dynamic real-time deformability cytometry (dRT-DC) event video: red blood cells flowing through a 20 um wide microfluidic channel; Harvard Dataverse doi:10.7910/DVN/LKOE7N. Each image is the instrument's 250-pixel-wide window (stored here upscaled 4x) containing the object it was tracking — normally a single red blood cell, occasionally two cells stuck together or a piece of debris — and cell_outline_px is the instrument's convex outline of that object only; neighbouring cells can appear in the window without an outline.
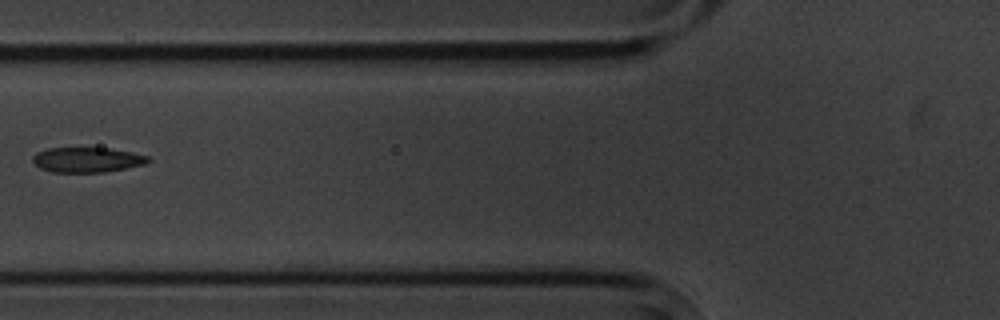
{"species": "common noctule bat (a hibernating species)", "species_latin": "Nyctalus noctula", "temperature_condition": "cold", "stored_images_in_passage": 10, "camera_frame_rate_fps": 3000, "um_per_image_px": 0.085, "animal": {"sex": "male", "body_mass_g": 20.1, "forearm_length_mm": 53.5}, "frame": {"image": 1, "passage_image": 5, "time_ms": 4.667, "image_size_px": [1000, 320], "cell_outline_px": [[152, 160], [148, 164], [104, 172], [52, 172], [40, 168], [32, 160], [32, 156], [36, 152], [48, 148], [112, 148], [132, 152], [148, 156]], "centroid_in_image_um": [7.44, 13.58], "position_along_channel_um": 118.4, "area_um2": 16.99}}
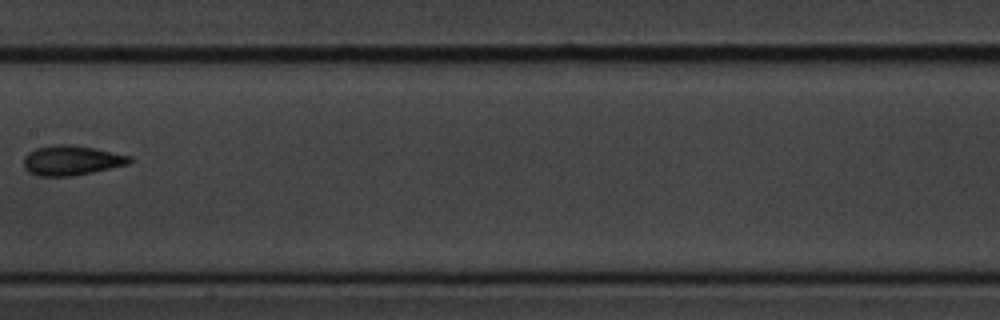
{"frame": {"image": 2, "passage_image": 7, "time_ms": 7.0, "image_size_px": [1000, 320], "cell_outline_px": [[132, 160], [128, 164], [92, 172], [72, 176], [40, 176], [28, 172], [24, 168], [24, 156], [28, 152], [36, 148], [56, 144], [72, 144], [96, 148], [132, 156]], "centroid_in_image_um": [6.07, 13.62], "position_along_channel_um": 201.3, "area_um2": 18.5}}
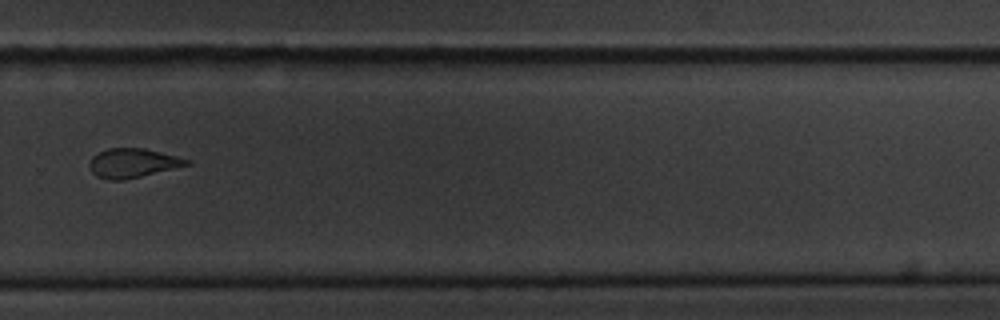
{"frame": {"image": 3, "passage_image": 10, "time_ms": 10.333, "image_size_px": [1000, 320], "cell_outline_px": [[192, 164], [124, 180], [108, 180], [96, 176], [92, 172], [88, 164], [92, 156], [108, 148], [144, 148], [192, 160]], "centroid_in_image_um": [11.28, 13.86], "position_along_channel_um": 318.5, "area_um2": 16.53}}